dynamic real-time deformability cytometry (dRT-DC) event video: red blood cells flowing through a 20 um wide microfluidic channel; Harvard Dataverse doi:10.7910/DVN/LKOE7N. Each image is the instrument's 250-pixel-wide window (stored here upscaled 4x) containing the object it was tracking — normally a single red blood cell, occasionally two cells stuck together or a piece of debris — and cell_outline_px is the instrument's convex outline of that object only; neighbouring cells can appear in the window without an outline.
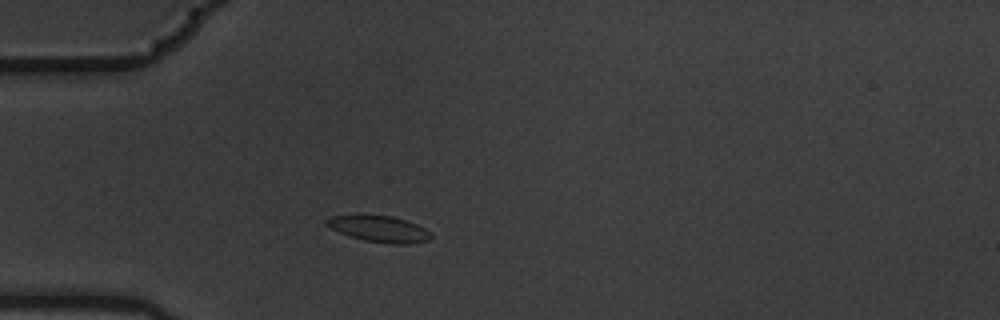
{"species": "common noctule bat (a hibernating species)", "species_latin": "Nyctalus noctula", "temperature_condition": "warm", "stored_images_in_passage": 4, "camera_frame_rate_fps": 3000, "um_per_image_px": 0.085, "animal": {"sex": "male", "body_mass_g": 19.5, "forearm_length_mm": 54.6}, "frame": {"image": 1, "passage_image": 3, "time_ms": 0.667, "image_size_px": [1000, 320], "cell_outline_px": [[432, 240], [408, 244], [392, 244], [364, 240], [348, 236], [324, 224], [324, 220], [332, 216], [392, 216], [416, 224], [432, 232]], "centroid_in_image_um": [32.28, 19.48], "position_along_channel_um": 52.7, "area_um2": 15.78}}